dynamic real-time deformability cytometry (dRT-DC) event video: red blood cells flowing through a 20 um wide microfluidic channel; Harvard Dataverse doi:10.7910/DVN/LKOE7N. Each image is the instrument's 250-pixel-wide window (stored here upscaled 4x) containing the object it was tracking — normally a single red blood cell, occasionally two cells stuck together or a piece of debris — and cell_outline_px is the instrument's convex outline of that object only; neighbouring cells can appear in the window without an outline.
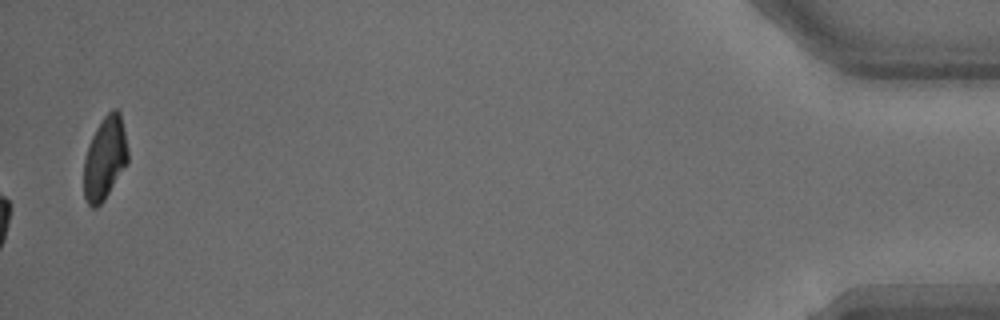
{"species": "common noctule bat (a hibernating species)", "species_latin": "Nyctalus noctula", "temperature_condition": "warm", "stored_images_in_passage": 26, "camera_frame_rate_fps": 3000, "um_per_image_px": 0.085, "animal": {"sex": "male", "body_mass_g": 15.6}, "frame": {"image": 1, "passage_image": 26, "time_ms": 8.333, "image_size_px": [1000, 320], "cell_outline_px": [[128, 164], [104, 200], [96, 208], [92, 208], [88, 204], [84, 196], [84, 160], [92, 136], [100, 120], [112, 108], [116, 108], [120, 112], [128, 148]], "centroid_in_image_um": [8.93, 13.45], "position_along_channel_um": 426.3, "area_um2": 21.44}}